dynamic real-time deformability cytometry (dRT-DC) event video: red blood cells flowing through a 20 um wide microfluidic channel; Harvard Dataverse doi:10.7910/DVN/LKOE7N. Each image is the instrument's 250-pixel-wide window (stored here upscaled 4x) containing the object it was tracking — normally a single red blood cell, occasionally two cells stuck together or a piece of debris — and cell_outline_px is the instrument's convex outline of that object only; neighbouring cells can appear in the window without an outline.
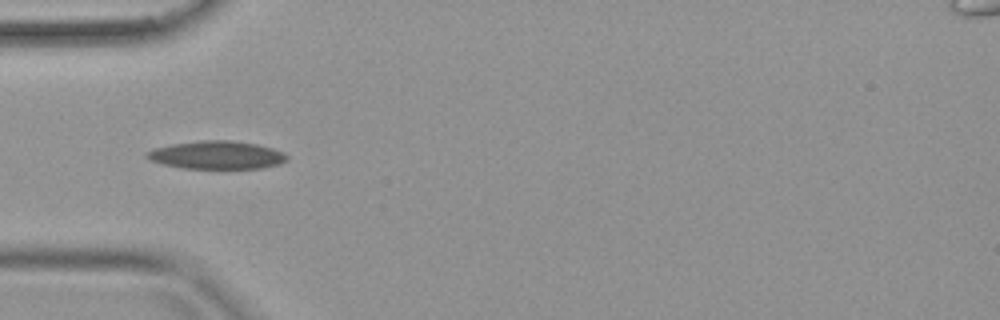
{"species": "common noctule bat (a hibernating species)", "species_latin": "Nyctalus noctula", "temperature_condition": "warm", "stored_images_in_passage": 30, "camera_frame_rate_fps": 3000, "um_per_image_px": 0.085, "animal": {"sex": "female", "body_mass_g": 19.9}, "frame": {"image": 1, "passage_image": 2, "time_ms": 0.333, "image_size_px": [1000, 320], "cell_outline_px": [[288, 160], [280, 164], [260, 168], [184, 168], [160, 164], [148, 160], [144, 156], [144, 152], [156, 148], [172, 144], [200, 140], [232, 140], [256, 144], [272, 148], [284, 152], [288, 156]], "centroid_in_image_um": [18.4, 13.17], "position_along_channel_um": 66.6, "area_um2": 23.06}}
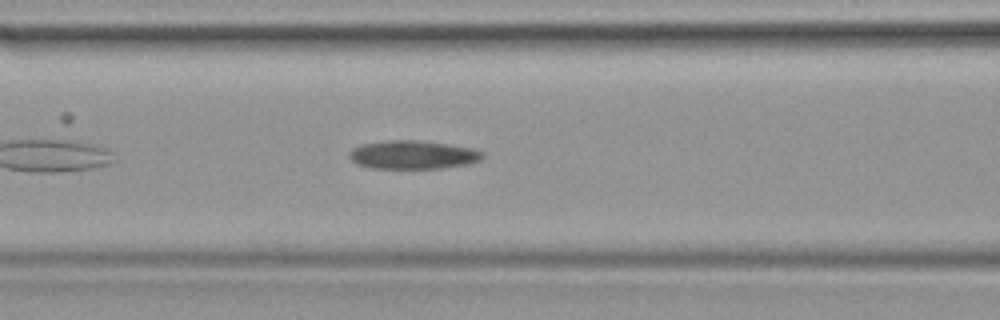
{"frame": {"image": 2, "passage_image": 6, "time_ms": 1.667, "image_size_px": [1000, 320], "cell_outline_px": [[484, 156], [480, 160], [468, 164], [440, 168], [372, 168], [356, 164], [348, 156], [348, 152], [352, 148], [360, 144], [384, 140], [420, 140], [448, 144], [472, 148], [484, 152]], "centroid_in_image_um": [35.06, 13.14], "position_along_channel_um": 131.5, "area_um2": 22.31}}
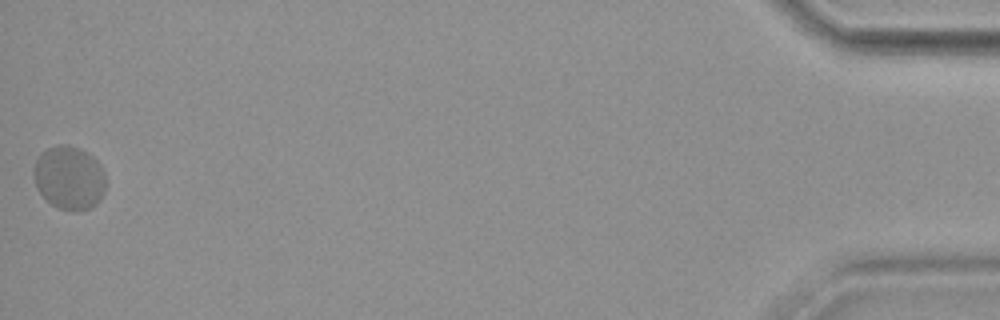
{"frame": {"image": 3, "passage_image": 30, "time_ms": 9.667, "image_size_px": [1000, 320], "cell_outline_px": [[104, 192], [100, 200], [96, 204], [88, 208], [60, 208], [52, 204], [36, 188], [32, 172], [36, 160], [40, 152], [56, 144], [68, 144], [80, 148], [88, 152], [100, 164], [104, 172]], "centroid_in_image_um": [5.86, 15.04], "position_along_channel_um": 429.3, "area_um2": 26.47}}